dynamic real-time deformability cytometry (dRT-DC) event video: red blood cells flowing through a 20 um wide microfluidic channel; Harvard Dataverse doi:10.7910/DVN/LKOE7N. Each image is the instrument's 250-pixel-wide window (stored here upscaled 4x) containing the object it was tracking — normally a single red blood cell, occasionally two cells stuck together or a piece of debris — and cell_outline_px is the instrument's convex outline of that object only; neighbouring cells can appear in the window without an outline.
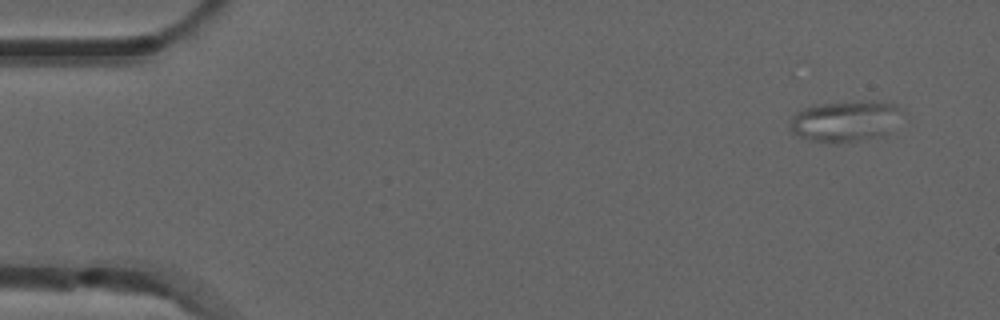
{"species": "common noctule bat (a hibernating species)", "species_latin": "Nyctalus noctula", "temperature_condition": "room temperature", "stored_images_in_passage": 7, "camera_frame_rate_fps": 3000, "um_per_image_px": 0.085, "animal": {"sex": "male", "forearm_length_mm": 52.5}, "frame": {"image": 1, "passage_image": 1, "time_ms": 0.0, "image_size_px": [1000, 320], "cell_outline_px": [[904, 112], [888, 132], [884, 136], [852, 144], [828, 144], [812, 140], [800, 136], [792, 132], [788, 128], [788, 120], [796, 112], [804, 108], [816, 104], [864, 100], [872, 100], [896, 104]], "centroid_in_image_um": [71.84, 10.32], "position_along_channel_um": 13.2, "area_um2": 27.86}}
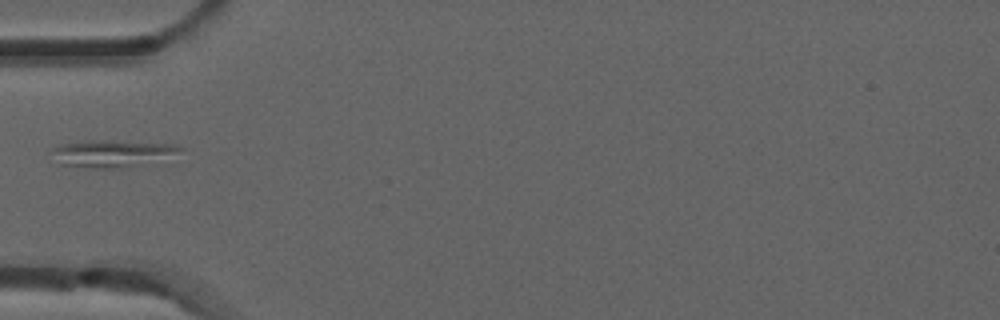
{"frame": {"image": 2, "passage_image": 5, "time_ms": 1.333, "image_size_px": [1000, 320], "cell_outline_px": [[184, 148], [120, 168], [96, 168], [60, 164], [52, 148], [60, 144], [92, 140], [104, 140], [176, 144]], "centroid_in_image_um": [9.34, 13.0], "position_along_channel_um": 75.7, "area_um2": 18.67}}
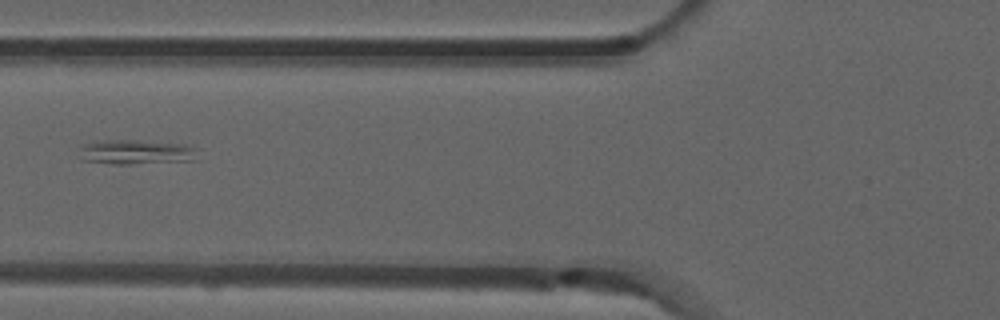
{"frame": {"image": 3, "passage_image": 6, "time_ms": 1.667, "image_size_px": [1000, 320], "cell_outline_px": [[196, 160], [128, 164], [112, 164], [80, 160], [80, 148], [84, 144], [100, 140], [136, 140], [188, 144], [196, 148]], "centroid_in_image_um": [11.56, 12.92], "position_along_channel_um": 114.2, "area_um2": 17.17}}